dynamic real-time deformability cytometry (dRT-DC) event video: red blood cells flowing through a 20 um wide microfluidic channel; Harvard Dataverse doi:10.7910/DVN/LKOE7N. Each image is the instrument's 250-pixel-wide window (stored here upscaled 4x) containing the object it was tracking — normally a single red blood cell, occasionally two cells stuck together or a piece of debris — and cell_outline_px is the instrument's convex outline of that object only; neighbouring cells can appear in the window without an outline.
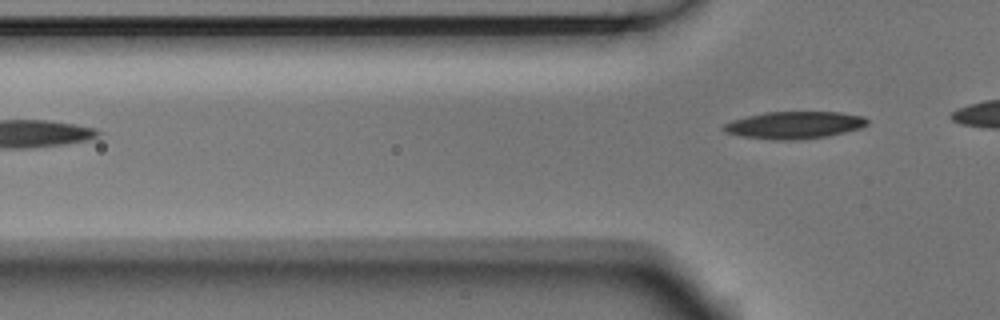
{"species": "Egyptian fruit bat (a non-hibernating species)", "species_latin": "Rousettus aegyptiacus", "temperature_condition": "room temperature", "stored_images_in_passage": 2, "camera_frame_rate_fps": 3000, "um_per_image_px": 0.085, "animal": {"sex": "male"}, "frame": {"image": 1, "passage_image": 2, "time_ms": 0.333, "image_size_px": [1000, 320], "cell_outline_px": [[868, 124], [860, 128], [828, 136], [796, 140], [772, 140], [740, 136], [724, 132], [720, 128], [724, 124], [732, 120], [764, 112], [840, 112], [864, 116], [868, 120]], "centroid_in_image_um": [67.49, 10.63], "position_along_channel_um": 58.3, "area_um2": 22.95}}